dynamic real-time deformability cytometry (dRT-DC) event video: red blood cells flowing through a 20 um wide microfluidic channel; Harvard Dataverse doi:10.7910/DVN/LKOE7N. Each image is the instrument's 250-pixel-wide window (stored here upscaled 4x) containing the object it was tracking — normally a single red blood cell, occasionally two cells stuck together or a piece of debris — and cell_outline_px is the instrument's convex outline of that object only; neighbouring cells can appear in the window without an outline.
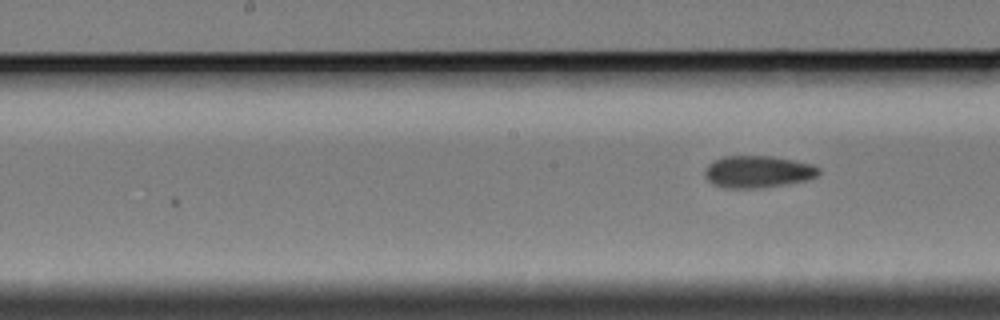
{"species": "Egyptian fruit bat (a non-hibernating species)", "species_latin": "Rousettus aegyptiacus", "temperature_condition": "cold", "stored_images_in_passage": 7, "camera_frame_rate_fps": 3000, "um_per_image_px": 0.085, "animal": {"sex": "female"}, "frame": {"image": 1, "passage_image": 7, "time_ms": 7.333, "image_size_px": [1000, 320], "cell_outline_px": [[820, 172], [816, 176], [804, 180], [784, 184], [760, 188], [724, 188], [712, 184], [704, 176], [704, 172], [708, 164], [724, 156], [772, 156], [812, 164], [820, 168]], "centroid_in_image_um": [64.38, 14.6], "position_along_channel_um": 183.8, "area_um2": 21.15}}